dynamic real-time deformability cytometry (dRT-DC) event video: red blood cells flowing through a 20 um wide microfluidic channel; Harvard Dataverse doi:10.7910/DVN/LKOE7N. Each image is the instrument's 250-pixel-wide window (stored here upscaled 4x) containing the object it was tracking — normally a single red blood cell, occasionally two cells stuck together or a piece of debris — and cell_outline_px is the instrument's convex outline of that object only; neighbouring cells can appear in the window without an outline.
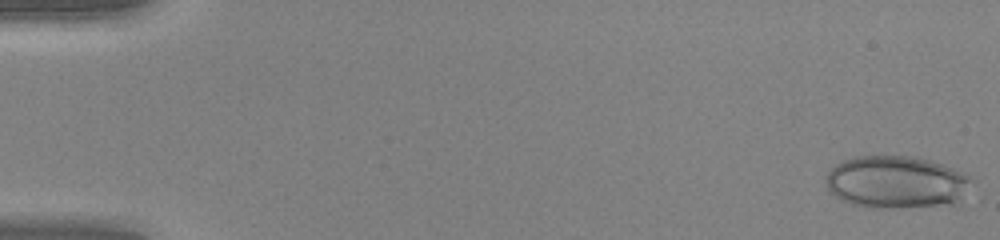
{"species": "human", "species_latin": "Homo sapiens", "temperature_condition": "warm", "stored_images_in_passage": 49, "camera_frame_rate_fps": 3000, "um_per_image_px": 0.085, "donor": {"sex": "female"}, "frame": {"image": 1, "passage_image": 1, "time_ms": 0.0, "image_size_px": [1000, 240], "cell_outline_px": [[968, 180], [960, 200], [952, 204], [880, 208], [868, 208], [852, 204], [840, 200], [828, 192], [828, 172], [836, 164], [844, 160], [856, 156], [916, 156], [952, 168], [968, 176]], "centroid_in_image_um": [76.09, 15.48], "position_along_channel_um": 8.9, "area_um2": 43.75}}
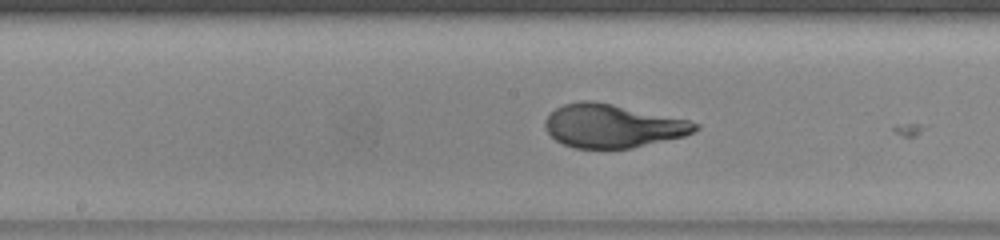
{"frame": {"image": 2, "passage_image": 26, "time_ms": 8.333, "image_size_px": [1000, 240], "cell_outline_px": [[700, 128], [684, 136], [632, 148], [576, 148], [564, 144], [556, 140], [544, 128], [544, 120], [556, 108], [564, 104], [580, 100], [592, 100], [612, 104], [688, 120], [700, 124]], "centroid_in_image_um": [52.05, 10.7], "position_along_channel_um": 196.1, "area_um2": 37.69}}
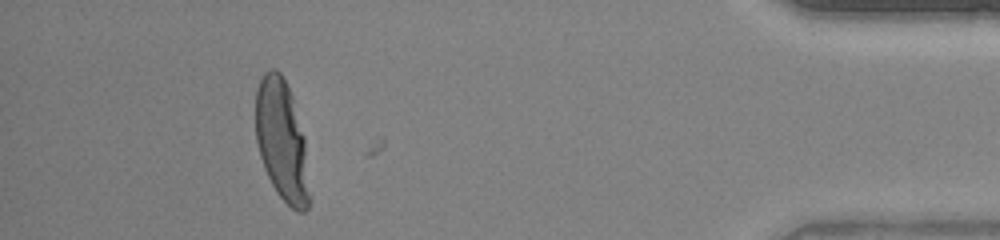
{"frame": {"image": 3, "passage_image": 45, "time_ms": 14.667, "image_size_px": [1000, 240], "cell_outline_px": [[308, 208], [304, 212], [296, 212], [276, 192], [264, 168], [260, 156], [256, 140], [256, 88], [264, 72], [268, 68], [276, 68], [280, 72], [292, 96], [304, 136], [308, 196]], "centroid_in_image_um": [23.92, 11.9], "position_along_channel_um": 411.3, "area_um2": 37.34}, "authors_computed_cell_mechanics": {"area_um2": 38.5526, "velocity_mm_per_s": 4.2433, "shape_relaxation_time_tau1_ms": 5.7722, "shape_relaxation_time_tau2_ms": null, "deformation_change_tau1": 0.3788, "deformation_change_tau2": null}}